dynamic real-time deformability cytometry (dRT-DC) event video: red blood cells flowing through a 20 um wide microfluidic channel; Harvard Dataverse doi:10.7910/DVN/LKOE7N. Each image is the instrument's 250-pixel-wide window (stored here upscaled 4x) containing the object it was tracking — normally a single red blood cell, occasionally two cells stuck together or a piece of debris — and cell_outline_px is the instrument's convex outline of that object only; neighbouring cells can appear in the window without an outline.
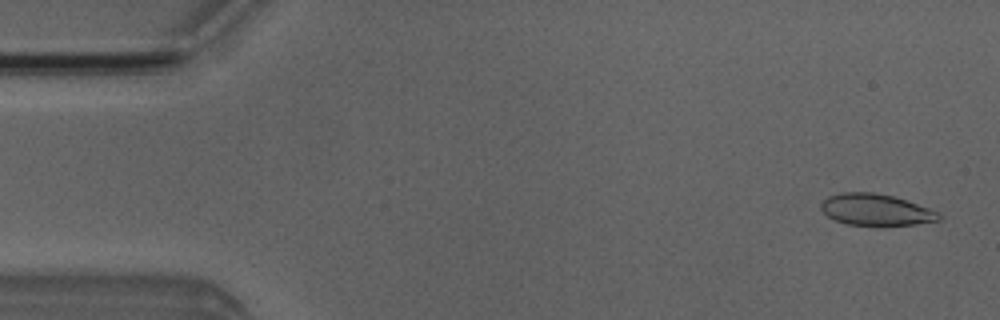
{"species": "Egyptian fruit bat (a non-hibernating species)", "species_latin": "Rousettus aegyptiacus", "temperature_condition": "room temperature", "stored_images_in_passage": 5, "camera_frame_rate_fps": 3000, "um_per_image_px": 0.085, "animal": {"sex": "male"}, "frame": {"image": 1, "passage_image": 1, "time_ms": 0.0, "image_size_px": [1000, 320], "cell_outline_px": [[944, 216], [940, 220], [916, 224], [880, 228], [848, 224], [836, 220], [828, 216], [820, 208], [820, 204], [828, 196], [840, 192], [872, 192], [892, 196], [928, 208]], "centroid_in_image_um": [74.44, 17.87], "position_along_channel_um": 10.6, "area_um2": 22.08}}